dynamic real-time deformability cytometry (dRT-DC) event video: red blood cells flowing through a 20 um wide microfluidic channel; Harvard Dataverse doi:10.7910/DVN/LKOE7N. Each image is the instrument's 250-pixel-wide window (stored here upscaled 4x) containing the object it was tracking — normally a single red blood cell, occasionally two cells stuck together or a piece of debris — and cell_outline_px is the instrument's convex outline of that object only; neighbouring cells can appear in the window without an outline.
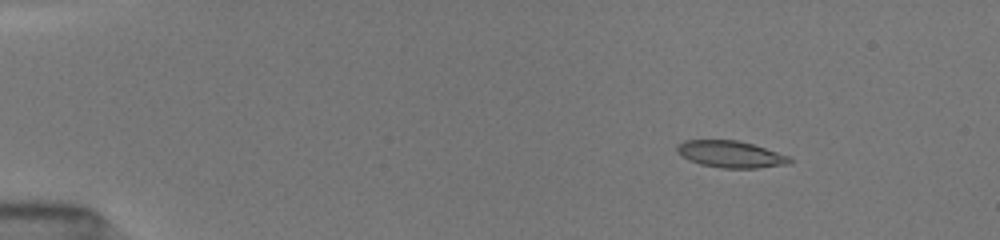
{"species": "common noctule bat (a hibernating species)", "species_latin": "Nyctalus noctula", "temperature_condition": "room temperature", "stored_images_in_passage": 45, "camera_frame_rate_fps": 3000, "um_per_image_px": 0.085, "animal": {"sex": "female", "body_mass_g": 19.5, "forearm_length_mm": 54.1}, "frame": {"image": 1, "passage_image": 1, "time_ms": 0.0, "image_size_px": [1000, 240], "cell_outline_px": [[792, 164], [756, 168], [720, 168], [700, 164], [676, 152], [676, 144], [684, 140], [740, 140], [788, 156], [792, 160]], "centroid_in_image_um": [62.1, 13.11], "position_along_channel_um": 22.9, "area_um2": 17.51}}
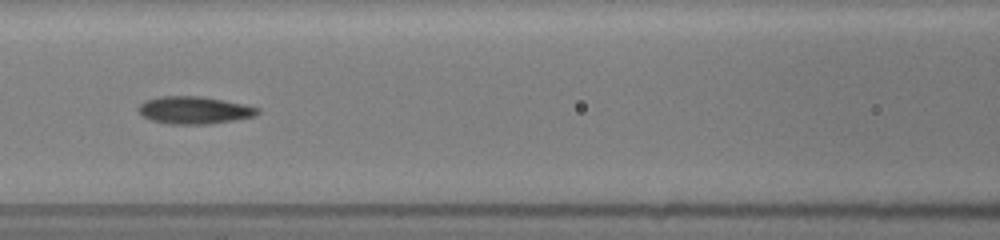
{"frame": {"image": 2, "passage_image": 18, "time_ms": 5.667, "image_size_px": [1000, 240], "cell_outline_px": [[260, 112], [256, 116], [208, 124], [168, 124], [152, 120], [144, 116], [136, 108], [144, 100], [160, 96], [200, 96], [224, 100], [244, 104], [260, 108]], "centroid_in_image_um": [16.51, 9.36], "position_along_channel_um": 150.1, "area_um2": 19.07}}
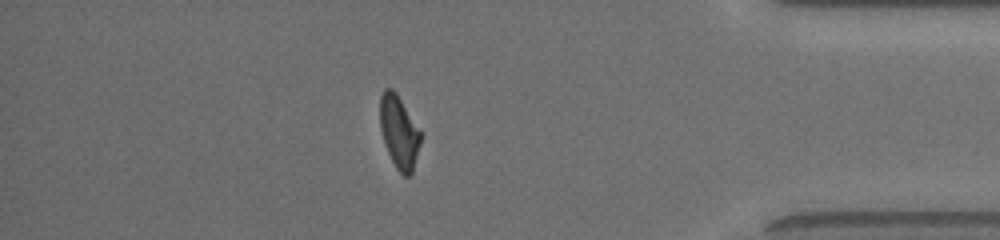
{"frame": {"image": 3, "passage_image": 39, "time_ms": 12.667, "image_size_px": [1000, 240], "cell_outline_px": [[420, 144], [412, 172], [408, 176], [404, 176], [396, 168], [388, 152], [380, 128], [380, 96], [384, 88], [392, 88], [396, 92], [420, 132]], "centroid_in_image_um": [33.9, 11.2], "position_along_channel_um": 401.3, "area_um2": 16.76}, "authors_computed_cell_mechanics": {"area_um2": 18.1492, "velocity_mm_per_s": 4.0144, "shape_relaxation_time_tau1_ms": 4.0415, "shape_relaxation_time_tau2_ms": 2.2416, "deformation_change_tau1": 0.1497, "deformation_change_tau2": 0.0909}}